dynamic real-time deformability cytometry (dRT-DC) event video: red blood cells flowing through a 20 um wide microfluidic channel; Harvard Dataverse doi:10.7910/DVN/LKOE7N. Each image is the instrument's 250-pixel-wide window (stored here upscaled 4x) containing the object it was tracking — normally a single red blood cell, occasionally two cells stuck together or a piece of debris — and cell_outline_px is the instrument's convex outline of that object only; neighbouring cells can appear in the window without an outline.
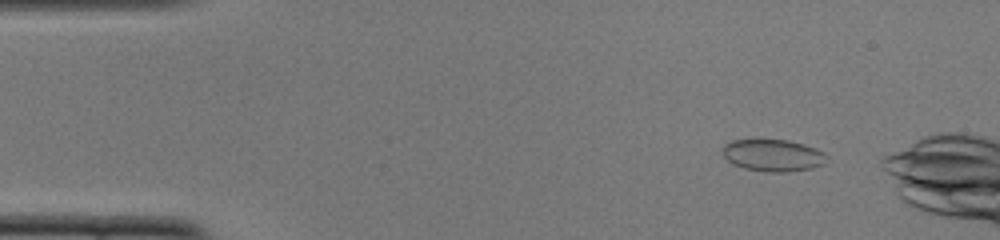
{"species": "common noctule bat (a hibernating species)", "species_latin": "Nyctalus noctula", "temperature_condition": "cold", "stored_images_in_passage": 42, "camera_frame_rate_fps": 3000, "um_per_image_px": 0.085, "animal": {"sex": "female", "body_mass_g": 22.0, "forearm_length_mm": 56.7}, "frame": {"image": 1, "passage_image": 1, "time_ms": 0.0, "image_size_px": [1000, 240], "cell_outline_px": [[828, 156], [824, 164], [812, 168], [788, 172], [764, 172], [744, 168], [732, 164], [720, 152], [724, 144], [732, 140], [788, 140], [804, 144], [816, 148], [824, 152]], "centroid_in_image_um": [65.7, 13.21], "position_along_channel_um": 19.3, "area_um2": 19.65}}
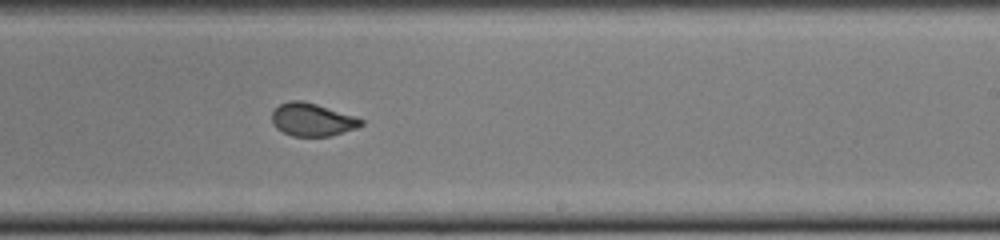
{"frame": {"image": 2, "passage_image": 26, "time_ms": 8.333, "image_size_px": [1000, 240], "cell_outline_px": [[364, 124], [356, 128], [332, 136], [292, 136], [276, 128], [272, 124], [272, 112], [280, 104], [292, 100], [300, 100], [316, 104], [356, 116], [364, 120]], "centroid_in_image_um": [26.55, 10.18], "position_along_channel_um": 262.4, "area_um2": 17.11}}
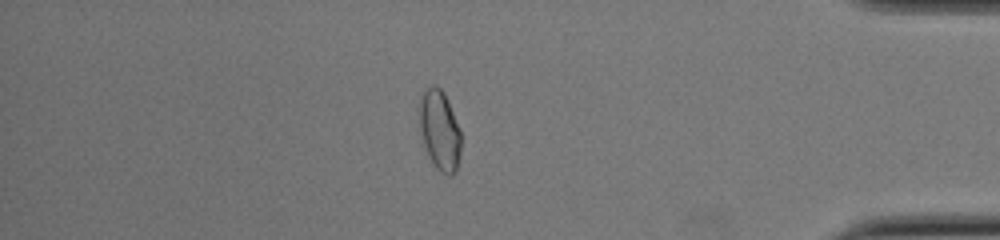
{"frame": {"image": 3, "passage_image": 39, "time_ms": 12.667, "image_size_px": [1000, 240], "cell_outline_px": [[460, 152], [456, 172], [452, 176], [448, 176], [440, 172], [436, 168], [424, 144], [420, 132], [416, 108], [420, 96], [432, 84], [436, 84], [444, 92], [448, 100], [460, 128]], "centroid_in_image_um": [37.34, 11.02], "position_along_channel_um": 397.9, "area_um2": 19.83}}